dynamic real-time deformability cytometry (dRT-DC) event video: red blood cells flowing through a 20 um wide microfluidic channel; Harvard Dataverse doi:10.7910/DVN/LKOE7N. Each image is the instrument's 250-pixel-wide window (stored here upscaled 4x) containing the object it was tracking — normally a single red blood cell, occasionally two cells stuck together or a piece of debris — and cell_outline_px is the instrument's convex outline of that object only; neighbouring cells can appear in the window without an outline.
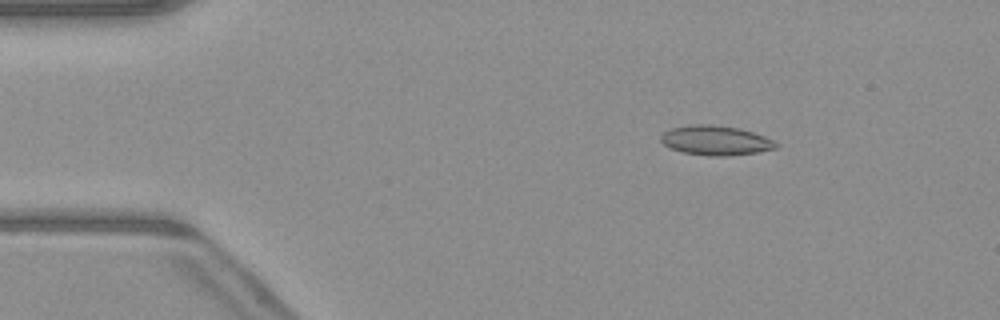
{"species": "common noctule bat (a hibernating species)", "species_latin": "Nyctalus noctula", "temperature_condition": "warm", "stored_images_in_passage": 50, "camera_frame_rate_fps": 3000, "um_per_image_px": 0.085, "animal": {"sex": "male", "body_mass_g": 23.1, "forearm_length_mm": 52.7}, "frame": {"image": 1, "passage_image": 7, "time_ms": 2.0, "image_size_px": [1000, 320], "cell_outline_px": [[780, 144], [776, 148], [756, 152], [728, 156], [708, 156], [684, 152], [672, 148], [664, 144], [660, 140], [660, 136], [664, 132], [672, 128], [688, 124], [712, 124], [740, 128], [764, 136]], "centroid_in_image_um": [60.83, 11.92], "position_along_channel_um": 24.2, "area_um2": 19.83}}
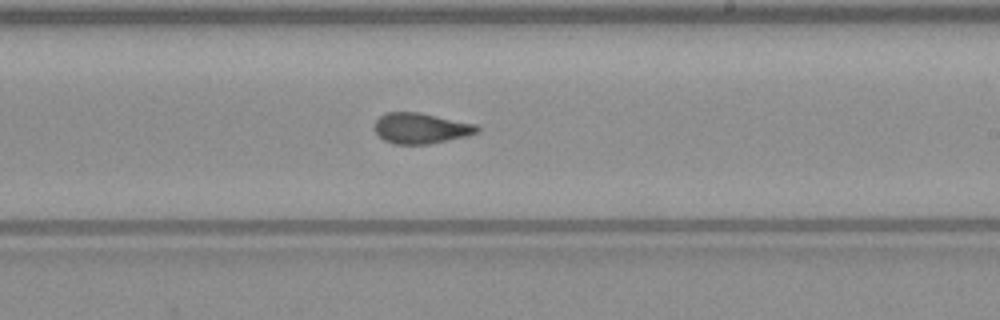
{"frame": {"image": 2, "passage_image": 29, "time_ms": 9.333, "image_size_px": [1000, 320], "cell_outline_px": [[480, 132], [468, 136], [428, 144], [392, 144], [384, 140], [376, 132], [376, 120], [384, 112], [420, 112], [476, 124], [480, 128]], "centroid_in_image_um": [35.81, 10.9], "position_along_channel_um": 253.2, "area_um2": 18.38}}
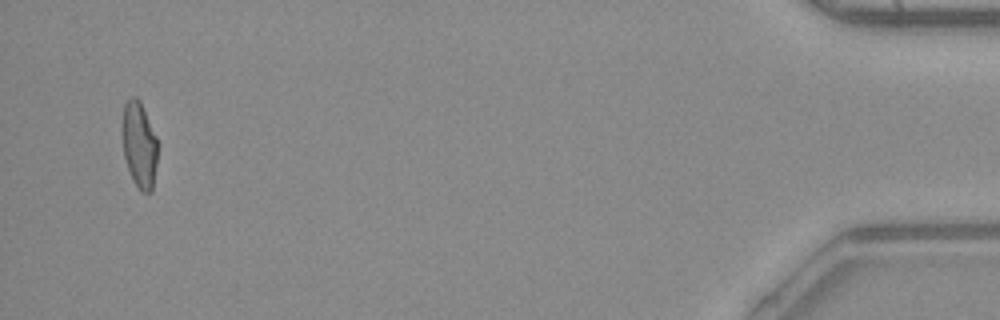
{"frame": {"image": 3, "passage_image": 48, "time_ms": 15.667, "image_size_px": [1000, 320], "cell_outline_px": [[156, 164], [152, 192], [140, 192], [132, 180], [124, 156], [120, 128], [124, 104], [132, 96], [136, 96], [140, 100], [156, 136]], "centroid_in_image_um": [11.79, 12.29], "position_along_channel_um": 423.4, "area_um2": 17.98}, "authors_computed_cell_mechanics": {"area_um2": 18.7272, "velocity_mm_per_s": 4.1026, "shape_relaxation_time_tau1_ms": null, "shape_relaxation_time_tau2_ms": 2.2404, "deformation_change_tau1": null, "deformation_change_tau2": 0.0727}}